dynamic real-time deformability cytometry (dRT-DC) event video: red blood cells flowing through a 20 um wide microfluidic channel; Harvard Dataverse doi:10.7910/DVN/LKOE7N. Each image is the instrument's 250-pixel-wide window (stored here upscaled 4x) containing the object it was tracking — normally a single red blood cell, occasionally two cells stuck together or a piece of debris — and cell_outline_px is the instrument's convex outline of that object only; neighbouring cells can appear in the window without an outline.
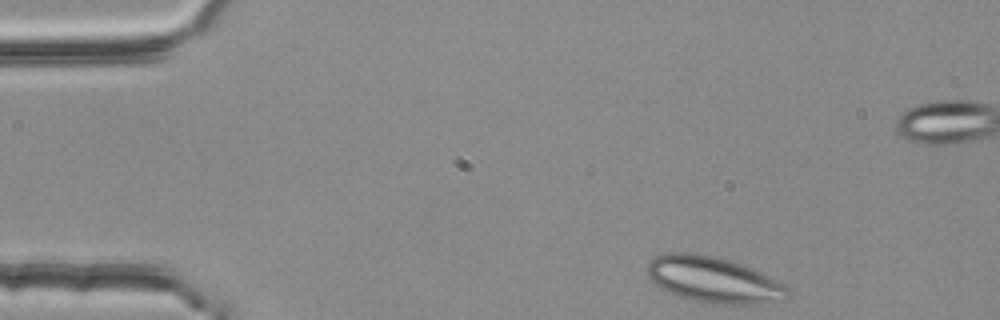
{"species": "common noctule bat (a hibernating species)", "species_latin": "Nyctalus noctula", "temperature_condition": "room temperature", "stored_images_in_passage": 44, "segment_of_instrument_passage": [1, 2], "camera_frame_rate_fps": 3000, "um_per_image_px": 0.085, "animal": {"sex": "female", "body_mass_g": 25.1}, "frame": {"image": 1, "passage_image": 1, "time_ms": 0.0, "image_size_px": [1000, 320], "cell_outline_px": [[792, 292], [784, 300], [756, 304], [712, 304], [676, 296], [660, 288], [648, 276], [648, 264], [656, 256], [664, 252], [692, 252], [732, 260], [744, 264], [784, 284]], "centroid_in_image_um": [60.67, 23.78], "position_along_channel_um": 24.3, "area_um2": 37.86}}